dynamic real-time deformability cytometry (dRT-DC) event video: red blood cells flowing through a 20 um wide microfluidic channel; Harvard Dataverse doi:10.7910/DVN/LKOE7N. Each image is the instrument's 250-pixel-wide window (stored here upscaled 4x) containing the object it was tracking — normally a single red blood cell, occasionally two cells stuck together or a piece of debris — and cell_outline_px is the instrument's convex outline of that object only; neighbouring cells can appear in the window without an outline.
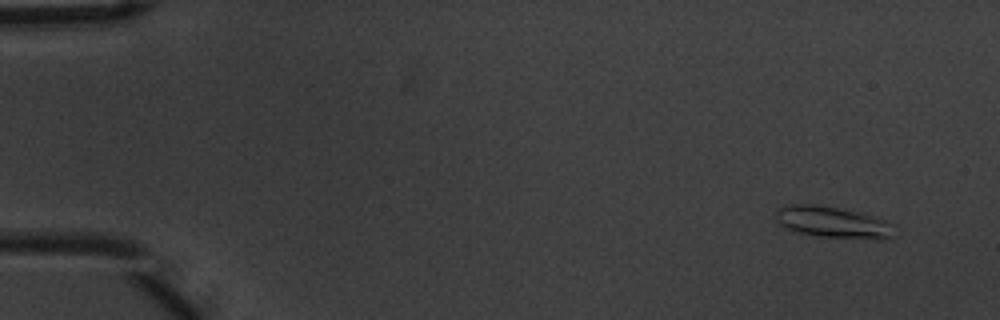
{"species": "common noctule bat (a hibernating species)", "species_latin": "Nyctalus noctula", "temperature_condition": "warm", "stored_images_in_passage": 5, "camera_frame_rate_fps": 3000, "um_per_image_px": 0.085, "animal": {"sex": "male", "body_mass_g": 20.1, "forearm_length_mm": 53.5}, "frame": {"image": 1, "passage_image": 1, "time_ms": 0.0, "image_size_px": [1000, 320], "cell_outline_px": [[892, 236], [880, 240], [820, 236], [800, 232], [776, 224], [776, 208], [784, 204], [816, 204], [864, 212], [888, 220], [892, 224]], "centroid_in_image_um": [70.79, 18.86], "position_along_channel_um": 14.2, "area_um2": 22.08}}